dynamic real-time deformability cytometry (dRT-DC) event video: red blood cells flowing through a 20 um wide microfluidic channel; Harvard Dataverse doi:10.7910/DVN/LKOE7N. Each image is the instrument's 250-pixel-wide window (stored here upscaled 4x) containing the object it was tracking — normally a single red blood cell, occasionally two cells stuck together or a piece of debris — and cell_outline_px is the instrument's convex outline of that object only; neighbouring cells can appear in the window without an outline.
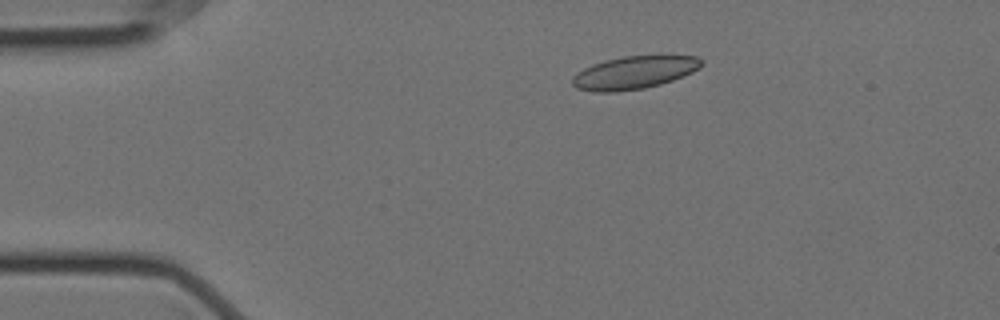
{"species": "Egyptian fruit bat (a non-hibernating species)", "species_latin": "Rousettus aegyptiacus", "temperature_condition": "cold", "stored_images_in_passage": 6, "camera_frame_rate_fps": 3000, "um_per_image_px": 0.085, "animal": {"sex": "female"}, "frame": {"image": 1, "passage_image": 3, "time_ms": 0.667, "image_size_px": [1000, 320], "cell_outline_px": [[704, 64], [700, 68], [692, 72], [672, 80], [660, 84], [644, 88], [616, 92], [596, 92], [576, 88], [572, 84], [572, 76], [584, 68], [592, 64], [604, 60], [624, 56], [700, 56], [704, 60]], "centroid_in_image_um": [53.91, 6.17], "position_along_channel_um": 31.1, "area_um2": 24.74}}
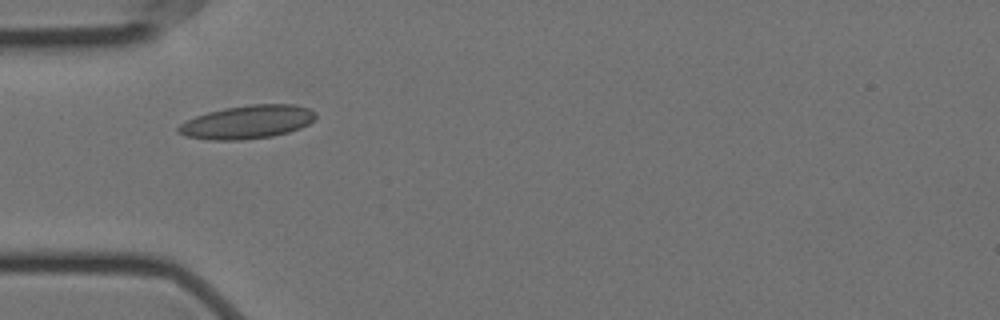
{"frame": {"image": 2, "passage_image": 5, "time_ms": 1.333, "image_size_px": [1000, 320], "cell_outline_px": [[316, 116], [308, 124], [300, 128], [288, 132], [272, 136], [240, 140], [208, 140], [184, 136], [176, 132], [176, 128], [180, 124], [196, 116], [208, 112], [224, 108], [252, 104], [296, 104], [308, 108], [316, 112]], "centroid_in_image_um": [21.0, 10.37], "position_along_channel_um": 64.0, "area_um2": 26.76}}
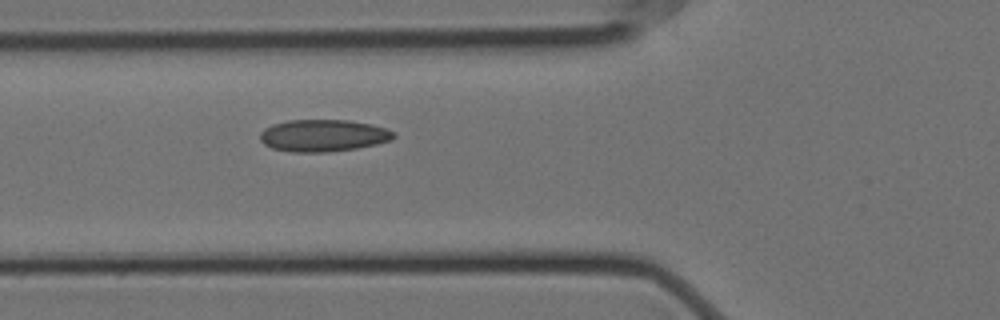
{"frame": {"image": 3, "passage_image": 6, "time_ms": 1.667, "image_size_px": [1000, 320], "cell_outline_px": [[396, 136], [392, 140], [376, 144], [356, 148], [328, 152], [292, 152], [272, 148], [264, 144], [260, 140], [260, 132], [264, 128], [272, 124], [288, 120], [348, 120], [372, 124], [384, 128], [392, 132]], "centroid_in_image_um": [27.44, 11.52], "position_along_channel_um": 98.4, "area_um2": 24.97}}